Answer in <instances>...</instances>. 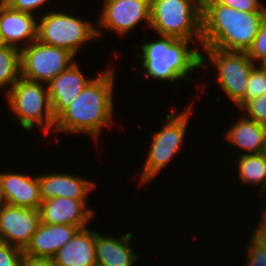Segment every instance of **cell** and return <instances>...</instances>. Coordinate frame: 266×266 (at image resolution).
Segmentation results:
<instances>
[{"instance_id": "6da1fadb", "label": "cell", "mask_w": 266, "mask_h": 266, "mask_svg": "<svg viewBox=\"0 0 266 266\" xmlns=\"http://www.w3.org/2000/svg\"><path fill=\"white\" fill-rule=\"evenodd\" d=\"M114 68L93 78L77 98L56 118L54 130L66 134L84 133L96 141L102 128L114 119Z\"/></svg>"}, {"instance_id": "7a4b0ae2", "label": "cell", "mask_w": 266, "mask_h": 266, "mask_svg": "<svg viewBox=\"0 0 266 266\" xmlns=\"http://www.w3.org/2000/svg\"><path fill=\"white\" fill-rule=\"evenodd\" d=\"M266 12L237 11L214 0H202L203 48L247 52Z\"/></svg>"}, {"instance_id": "3957f363", "label": "cell", "mask_w": 266, "mask_h": 266, "mask_svg": "<svg viewBox=\"0 0 266 266\" xmlns=\"http://www.w3.org/2000/svg\"><path fill=\"white\" fill-rule=\"evenodd\" d=\"M142 41V54L136 55L141 58L140 67L145 69L143 74L146 78L176 83L188 80L189 72L202 68V52L190 47L193 41L167 36H159L156 41L148 43Z\"/></svg>"}, {"instance_id": "277c9868", "label": "cell", "mask_w": 266, "mask_h": 266, "mask_svg": "<svg viewBox=\"0 0 266 266\" xmlns=\"http://www.w3.org/2000/svg\"><path fill=\"white\" fill-rule=\"evenodd\" d=\"M202 0H151L150 27L159 36L202 42Z\"/></svg>"}, {"instance_id": "5b68a950", "label": "cell", "mask_w": 266, "mask_h": 266, "mask_svg": "<svg viewBox=\"0 0 266 266\" xmlns=\"http://www.w3.org/2000/svg\"><path fill=\"white\" fill-rule=\"evenodd\" d=\"M5 98L12 115L14 113V122L18 120L23 130L38 126L47 135L52 127L54 129L56 119L46 84L20 77Z\"/></svg>"}, {"instance_id": "8992f818", "label": "cell", "mask_w": 266, "mask_h": 266, "mask_svg": "<svg viewBox=\"0 0 266 266\" xmlns=\"http://www.w3.org/2000/svg\"><path fill=\"white\" fill-rule=\"evenodd\" d=\"M193 105L184 108L178 115L172 110L166 114L163 127L152 136L149 152L144 163L139 184H147L180 152L187 134Z\"/></svg>"}, {"instance_id": "52a82bcc", "label": "cell", "mask_w": 266, "mask_h": 266, "mask_svg": "<svg viewBox=\"0 0 266 266\" xmlns=\"http://www.w3.org/2000/svg\"><path fill=\"white\" fill-rule=\"evenodd\" d=\"M39 19L37 20V40L64 48L75 56L83 44L102 35V31L94 28L91 22L83 21L72 14L48 11L39 16Z\"/></svg>"}, {"instance_id": "ba28073f", "label": "cell", "mask_w": 266, "mask_h": 266, "mask_svg": "<svg viewBox=\"0 0 266 266\" xmlns=\"http://www.w3.org/2000/svg\"><path fill=\"white\" fill-rule=\"evenodd\" d=\"M203 49L206 56L201 53V67L208 66L207 60L214 65L218 71L217 81L221 89L238 108H241L245 104V92L250 73L256 64L247 52L224 51L214 48Z\"/></svg>"}, {"instance_id": "9c48e42d", "label": "cell", "mask_w": 266, "mask_h": 266, "mask_svg": "<svg viewBox=\"0 0 266 266\" xmlns=\"http://www.w3.org/2000/svg\"><path fill=\"white\" fill-rule=\"evenodd\" d=\"M70 51L39 40L20 49L21 77L47 84L75 62Z\"/></svg>"}, {"instance_id": "30bf717a", "label": "cell", "mask_w": 266, "mask_h": 266, "mask_svg": "<svg viewBox=\"0 0 266 266\" xmlns=\"http://www.w3.org/2000/svg\"><path fill=\"white\" fill-rule=\"evenodd\" d=\"M98 28L109 29L118 35L130 33L140 23L150 27L151 0H103Z\"/></svg>"}, {"instance_id": "8fae6325", "label": "cell", "mask_w": 266, "mask_h": 266, "mask_svg": "<svg viewBox=\"0 0 266 266\" xmlns=\"http://www.w3.org/2000/svg\"><path fill=\"white\" fill-rule=\"evenodd\" d=\"M40 222L39 210L6 204L0 211V241L24 250Z\"/></svg>"}, {"instance_id": "7c38bea8", "label": "cell", "mask_w": 266, "mask_h": 266, "mask_svg": "<svg viewBox=\"0 0 266 266\" xmlns=\"http://www.w3.org/2000/svg\"><path fill=\"white\" fill-rule=\"evenodd\" d=\"M85 200L64 197L42 200L39 208L40 220L46 224H67L85 228L89 220L94 218L96 211L86 207Z\"/></svg>"}, {"instance_id": "4fadbf2b", "label": "cell", "mask_w": 266, "mask_h": 266, "mask_svg": "<svg viewBox=\"0 0 266 266\" xmlns=\"http://www.w3.org/2000/svg\"><path fill=\"white\" fill-rule=\"evenodd\" d=\"M79 229L74 225L40 222L30 243L23 250L24 258L52 259Z\"/></svg>"}, {"instance_id": "5bb4252c", "label": "cell", "mask_w": 266, "mask_h": 266, "mask_svg": "<svg viewBox=\"0 0 266 266\" xmlns=\"http://www.w3.org/2000/svg\"><path fill=\"white\" fill-rule=\"evenodd\" d=\"M92 78H86L74 62L46 86L55 119L74 101Z\"/></svg>"}, {"instance_id": "9a60e30c", "label": "cell", "mask_w": 266, "mask_h": 266, "mask_svg": "<svg viewBox=\"0 0 266 266\" xmlns=\"http://www.w3.org/2000/svg\"><path fill=\"white\" fill-rule=\"evenodd\" d=\"M34 16L0 4V32L7 45L22 49L37 39L38 18Z\"/></svg>"}, {"instance_id": "2e32d148", "label": "cell", "mask_w": 266, "mask_h": 266, "mask_svg": "<svg viewBox=\"0 0 266 266\" xmlns=\"http://www.w3.org/2000/svg\"><path fill=\"white\" fill-rule=\"evenodd\" d=\"M37 178L42 200L57 197L86 199L96 186V183L89 179L59 172L37 175Z\"/></svg>"}, {"instance_id": "e0dca14e", "label": "cell", "mask_w": 266, "mask_h": 266, "mask_svg": "<svg viewBox=\"0 0 266 266\" xmlns=\"http://www.w3.org/2000/svg\"><path fill=\"white\" fill-rule=\"evenodd\" d=\"M0 185L7 204L39 210L42 199L37 175L0 173Z\"/></svg>"}, {"instance_id": "ac0fdd59", "label": "cell", "mask_w": 266, "mask_h": 266, "mask_svg": "<svg viewBox=\"0 0 266 266\" xmlns=\"http://www.w3.org/2000/svg\"><path fill=\"white\" fill-rule=\"evenodd\" d=\"M133 233L121 235H101L94 230L95 255L97 266H134L138 255L131 247Z\"/></svg>"}, {"instance_id": "d6986e66", "label": "cell", "mask_w": 266, "mask_h": 266, "mask_svg": "<svg viewBox=\"0 0 266 266\" xmlns=\"http://www.w3.org/2000/svg\"><path fill=\"white\" fill-rule=\"evenodd\" d=\"M52 260L57 266H97L94 230L79 229Z\"/></svg>"}, {"instance_id": "ffe728a7", "label": "cell", "mask_w": 266, "mask_h": 266, "mask_svg": "<svg viewBox=\"0 0 266 266\" xmlns=\"http://www.w3.org/2000/svg\"><path fill=\"white\" fill-rule=\"evenodd\" d=\"M234 124L226 131L229 143L245 150L242 154H258L266 151V125L240 116Z\"/></svg>"}, {"instance_id": "44dd1931", "label": "cell", "mask_w": 266, "mask_h": 266, "mask_svg": "<svg viewBox=\"0 0 266 266\" xmlns=\"http://www.w3.org/2000/svg\"><path fill=\"white\" fill-rule=\"evenodd\" d=\"M237 161L236 168L242 183L255 184V187L261 185L258 191L266 197V152L242 154Z\"/></svg>"}, {"instance_id": "7402d4cb", "label": "cell", "mask_w": 266, "mask_h": 266, "mask_svg": "<svg viewBox=\"0 0 266 266\" xmlns=\"http://www.w3.org/2000/svg\"><path fill=\"white\" fill-rule=\"evenodd\" d=\"M20 77V49L9 45L0 48V90L6 88L7 94Z\"/></svg>"}, {"instance_id": "603a6c76", "label": "cell", "mask_w": 266, "mask_h": 266, "mask_svg": "<svg viewBox=\"0 0 266 266\" xmlns=\"http://www.w3.org/2000/svg\"><path fill=\"white\" fill-rule=\"evenodd\" d=\"M250 237L246 266H266V231L257 225Z\"/></svg>"}, {"instance_id": "cb8c5ba5", "label": "cell", "mask_w": 266, "mask_h": 266, "mask_svg": "<svg viewBox=\"0 0 266 266\" xmlns=\"http://www.w3.org/2000/svg\"><path fill=\"white\" fill-rule=\"evenodd\" d=\"M266 93V70L261 64L256 65L249 76L245 92V103Z\"/></svg>"}, {"instance_id": "d4e9b609", "label": "cell", "mask_w": 266, "mask_h": 266, "mask_svg": "<svg viewBox=\"0 0 266 266\" xmlns=\"http://www.w3.org/2000/svg\"><path fill=\"white\" fill-rule=\"evenodd\" d=\"M240 110L247 118L266 125V93L247 101Z\"/></svg>"}, {"instance_id": "484cf974", "label": "cell", "mask_w": 266, "mask_h": 266, "mask_svg": "<svg viewBox=\"0 0 266 266\" xmlns=\"http://www.w3.org/2000/svg\"><path fill=\"white\" fill-rule=\"evenodd\" d=\"M247 54L255 64H262L266 61V16L263 19L258 34L252 46L248 49Z\"/></svg>"}, {"instance_id": "4316f807", "label": "cell", "mask_w": 266, "mask_h": 266, "mask_svg": "<svg viewBox=\"0 0 266 266\" xmlns=\"http://www.w3.org/2000/svg\"><path fill=\"white\" fill-rule=\"evenodd\" d=\"M23 250L0 241V266H22Z\"/></svg>"}, {"instance_id": "83f0119b", "label": "cell", "mask_w": 266, "mask_h": 266, "mask_svg": "<svg viewBox=\"0 0 266 266\" xmlns=\"http://www.w3.org/2000/svg\"><path fill=\"white\" fill-rule=\"evenodd\" d=\"M217 3L227 5L237 11L266 12V7L259 0H214Z\"/></svg>"}, {"instance_id": "f1b7e54d", "label": "cell", "mask_w": 266, "mask_h": 266, "mask_svg": "<svg viewBox=\"0 0 266 266\" xmlns=\"http://www.w3.org/2000/svg\"><path fill=\"white\" fill-rule=\"evenodd\" d=\"M49 0H9L6 5L13 10L34 14V10L41 8Z\"/></svg>"}, {"instance_id": "f546056e", "label": "cell", "mask_w": 266, "mask_h": 266, "mask_svg": "<svg viewBox=\"0 0 266 266\" xmlns=\"http://www.w3.org/2000/svg\"><path fill=\"white\" fill-rule=\"evenodd\" d=\"M22 266H57L52 259L24 258Z\"/></svg>"}, {"instance_id": "4dcf8cb0", "label": "cell", "mask_w": 266, "mask_h": 266, "mask_svg": "<svg viewBox=\"0 0 266 266\" xmlns=\"http://www.w3.org/2000/svg\"><path fill=\"white\" fill-rule=\"evenodd\" d=\"M262 214H260V221L257 223L263 230L266 231V208L264 207L263 210L260 211Z\"/></svg>"}, {"instance_id": "1f68e13d", "label": "cell", "mask_w": 266, "mask_h": 266, "mask_svg": "<svg viewBox=\"0 0 266 266\" xmlns=\"http://www.w3.org/2000/svg\"><path fill=\"white\" fill-rule=\"evenodd\" d=\"M7 202L3 193V190L0 185V211L6 206Z\"/></svg>"}, {"instance_id": "d6a6232c", "label": "cell", "mask_w": 266, "mask_h": 266, "mask_svg": "<svg viewBox=\"0 0 266 266\" xmlns=\"http://www.w3.org/2000/svg\"><path fill=\"white\" fill-rule=\"evenodd\" d=\"M6 46H7V44H6V42L2 36V33L0 32V48H4Z\"/></svg>"}, {"instance_id": "836d02e7", "label": "cell", "mask_w": 266, "mask_h": 266, "mask_svg": "<svg viewBox=\"0 0 266 266\" xmlns=\"http://www.w3.org/2000/svg\"><path fill=\"white\" fill-rule=\"evenodd\" d=\"M9 0H0V4H6Z\"/></svg>"}, {"instance_id": "e575fe53", "label": "cell", "mask_w": 266, "mask_h": 266, "mask_svg": "<svg viewBox=\"0 0 266 266\" xmlns=\"http://www.w3.org/2000/svg\"><path fill=\"white\" fill-rule=\"evenodd\" d=\"M263 68L266 70V61L261 64Z\"/></svg>"}]
</instances>
